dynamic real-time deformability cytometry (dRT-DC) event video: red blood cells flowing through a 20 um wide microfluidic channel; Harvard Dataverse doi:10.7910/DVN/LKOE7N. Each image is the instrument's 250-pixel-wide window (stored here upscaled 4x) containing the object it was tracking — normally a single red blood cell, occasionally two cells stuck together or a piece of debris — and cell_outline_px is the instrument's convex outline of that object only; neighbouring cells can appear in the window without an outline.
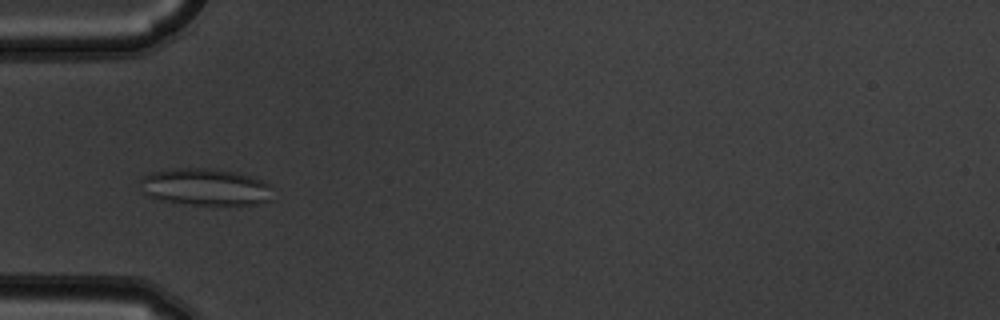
{"species": "common noctule bat (a hibernating species)", "species_latin": "Nyctalus noctula", "temperature_condition": "warm", "stored_images_in_passage": 7, "camera_frame_rate_fps": 3000, "um_per_image_px": 0.085, "animal": {"sex": "male", "body_mass_g": 19.5, "forearm_length_mm": 54.6}, "frame": {"image": 1, "passage_image": 6, "time_ms": 1.667, "image_size_px": [1000, 320], "cell_outline_px": [[268, 200], [260, 204], [192, 204], [160, 200], [144, 196], [140, 180], [144, 176], [152, 172], [172, 168], [212, 168], [236, 172], [252, 176], [268, 184]], "centroid_in_image_um": [17.37, 15.88], "position_along_channel_um": 67.6, "area_um2": 28.21}}
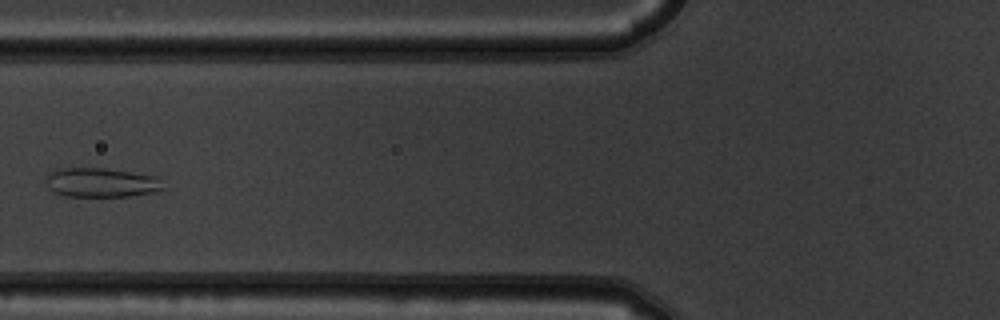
{"frame": {"image": 2, "passage_image": 7, "time_ms": 2.0, "image_size_px": [1000, 320], "cell_outline_px": [[168, 188], [152, 192], [128, 196], [64, 196], [52, 192], [48, 188], [44, 180], [52, 172], [60, 168], [104, 168], [160, 176]], "centroid_in_image_um": [8.66, 15.52], "position_along_channel_um": 117.1, "area_um2": 20.35}}